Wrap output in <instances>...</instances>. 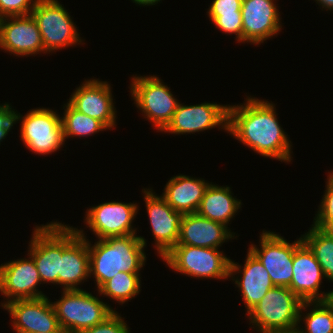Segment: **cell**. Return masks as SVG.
I'll list each match as a JSON object with an SVG mask.
<instances>
[{
	"instance_id": "obj_33",
	"label": "cell",
	"mask_w": 333,
	"mask_h": 333,
	"mask_svg": "<svg viewBox=\"0 0 333 333\" xmlns=\"http://www.w3.org/2000/svg\"><path fill=\"white\" fill-rule=\"evenodd\" d=\"M324 192L314 220H333V181L329 177Z\"/></svg>"
},
{
	"instance_id": "obj_28",
	"label": "cell",
	"mask_w": 333,
	"mask_h": 333,
	"mask_svg": "<svg viewBox=\"0 0 333 333\" xmlns=\"http://www.w3.org/2000/svg\"><path fill=\"white\" fill-rule=\"evenodd\" d=\"M140 279L139 273L118 272L97 291L123 305L140 293Z\"/></svg>"
},
{
	"instance_id": "obj_5",
	"label": "cell",
	"mask_w": 333,
	"mask_h": 333,
	"mask_svg": "<svg viewBox=\"0 0 333 333\" xmlns=\"http://www.w3.org/2000/svg\"><path fill=\"white\" fill-rule=\"evenodd\" d=\"M162 260L177 273L196 278H230V261L216 248L175 245Z\"/></svg>"
},
{
	"instance_id": "obj_30",
	"label": "cell",
	"mask_w": 333,
	"mask_h": 333,
	"mask_svg": "<svg viewBox=\"0 0 333 333\" xmlns=\"http://www.w3.org/2000/svg\"><path fill=\"white\" fill-rule=\"evenodd\" d=\"M223 33L235 34L236 41L242 43V15L208 16Z\"/></svg>"
},
{
	"instance_id": "obj_13",
	"label": "cell",
	"mask_w": 333,
	"mask_h": 333,
	"mask_svg": "<svg viewBox=\"0 0 333 333\" xmlns=\"http://www.w3.org/2000/svg\"><path fill=\"white\" fill-rule=\"evenodd\" d=\"M142 190L157 253L164 257L178 242L183 213L175 211L162 196Z\"/></svg>"
},
{
	"instance_id": "obj_15",
	"label": "cell",
	"mask_w": 333,
	"mask_h": 333,
	"mask_svg": "<svg viewBox=\"0 0 333 333\" xmlns=\"http://www.w3.org/2000/svg\"><path fill=\"white\" fill-rule=\"evenodd\" d=\"M28 256L0 265V292L7 298L2 307L15 300L46 297L37 289L41 278L33 258Z\"/></svg>"
},
{
	"instance_id": "obj_22",
	"label": "cell",
	"mask_w": 333,
	"mask_h": 333,
	"mask_svg": "<svg viewBox=\"0 0 333 333\" xmlns=\"http://www.w3.org/2000/svg\"><path fill=\"white\" fill-rule=\"evenodd\" d=\"M235 233L228 226L212 221L198 213L184 214L176 245H190L203 248H216L233 239Z\"/></svg>"
},
{
	"instance_id": "obj_32",
	"label": "cell",
	"mask_w": 333,
	"mask_h": 333,
	"mask_svg": "<svg viewBox=\"0 0 333 333\" xmlns=\"http://www.w3.org/2000/svg\"><path fill=\"white\" fill-rule=\"evenodd\" d=\"M242 0H213L208 8V16L242 15Z\"/></svg>"
},
{
	"instance_id": "obj_8",
	"label": "cell",
	"mask_w": 333,
	"mask_h": 333,
	"mask_svg": "<svg viewBox=\"0 0 333 333\" xmlns=\"http://www.w3.org/2000/svg\"><path fill=\"white\" fill-rule=\"evenodd\" d=\"M20 120V140L35 154L48 155L64 145L61 117L56 111L36 108L24 116L16 113V123Z\"/></svg>"
},
{
	"instance_id": "obj_23",
	"label": "cell",
	"mask_w": 333,
	"mask_h": 333,
	"mask_svg": "<svg viewBox=\"0 0 333 333\" xmlns=\"http://www.w3.org/2000/svg\"><path fill=\"white\" fill-rule=\"evenodd\" d=\"M209 184L202 178L179 174L171 177L161 196L175 211L183 214L197 213Z\"/></svg>"
},
{
	"instance_id": "obj_9",
	"label": "cell",
	"mask_w": 333,
	"mask_h": 333,
	"mask_svg": "<svg viewBox=\"0 0 333 333\" xmlns=\"http://www.w3.org/2000/svg\"><path fill=\"white\" fill-rule=\"evenodd\" d=\"M83 229L61 223V258L58 285L63 290H80L77 285L90 276L88 239Z\"/></svg>"
},
{
	"instance_id": "obj_29",
	"label": "cell",
	"mask_w": 333,
	"mask_h": 333,
	"mask_svg": "<svg viewBox=\"0 0 333 333\" xmlns=\"http://www.w3.org/2000/svg\"><path fill=\"white\" fill-rule=\"evenodd\" d=\"M38 0H0V17L30 15Z\"/></svg>"
},
{
	"instance_id": "obj_2",
	"label": "cell",
	"mask_w": 333,
	"mask_h": 333,
	"mask_svg": "<svg viewBox=\"0 0 333 333\" xmlns=\"http://www.w3.org/2000/svg\"><path fill=\"white\" fill-rule=\"evenodd\" d=\"M144 237L136 234L99 239L94 245L88 241L90 277L93 275L99 290L118 272L139 273L145 266Z\"/></svg>"
},
{
	"instance_id": "obj_39",
	"label": "cell",
	"mask_w": 333,
	"mask_h": 333,
	"mask_svg": "<svg viewBox=\"0 0 333 333\" xmlns=\"http://www.w3.org/2000/svg\"><path fill=\"white\" fill-rule=\"evenodd\" d=\"M267 333H300V331L298 330V328L293 329V330H282V331H270Z\"/></svg>"
},
{
	"instance_id": "obj_16",
	"label": "cell",
	"mask_w": 333,
	"mask_h": 333,
	"mask_svg": "<svg viewBox=\"0 0 333 333\" xmlns=\"http://www.w3.org/2000/svg\"><path fill=\"white\" fill-rule=\"evenodd\" d=\"M3 308L8 310L16 333L65 331L60 327L53 304L47 296L11 301Z\"/></svg>"
},
{
	"instance_id": "obj_24",
	"label": "cell",
	"mask_w": 333,
	"mask_h": 333,
	"mask_svg": "<svg viewBox=\"0 0 333 333\" xmlns=\"http://www.w3.org/2000/svg\"><path fill=\"white\" fill-rule=\"evenodd\" d=\"M241 204V200L233 197L229 186H218L210 183L204 192L197 213L227 226L241 208Z\"/></svg>"
},
{
	"instance_id": "obj_17",
	"label": "cell",
	"mask_w": 333,
	"mask_h": 333,
	"mask_svg": "<svg viewBox=\"0 0 333 333\" xmlns=\"http://www.w3.org/2000/svg\"><path fill=\"white\" fill-rule=\"evenodd\" d=\"M242 43L257 46L281 31V17L274 0H242Z\"/></svg>"
},
{
	"instance_id": "obj_21",
	"label": "cell",
	"mask_w": 333,
	"mask_h": 333,
	"mask_svg": "<svg viewBox=\"0 0 333 333\" xmlns=\"http://www.w3.org/2000/svg\"><path fill=\"white\" fill-rule=\"evenodd\" d=\"M246 256L243 268L238 263L230 261L229 275L241 291L248 314L275 286L263 264L249 250ZM239 273L242 275L235 279V275H239Z\"/></svg>"
},
{
	"instance_id": "obj_18",
	"label": "cell",
	"mask_w": 333,
	"mask_h": 333,
	"mask_svg": "<svg viewBox=\"0 0 333 333\" xmlns=\"http://www.w3.org/2000/svg\"><path fill=\"white\" fill-rule=\"evenodd\" d=\"M0 48L18 57L47 53L38 25L31 14L1 18Z\"/></svg>"
},
{
	"instance_id": "obj_34",
	"label": "cell",
	"mask_w": 333,
	"mask_h": 333,
	"mask_svg": "<svg viewBox=\"0 0 333 333\" xmlns=\"http://www.w3.org/2000/svg\"><path fill=\"white\" fill-rule=\"evenodd\" d=\"M16 112L9 103L0 105V144L16 124Z\"/></svg>"
},
{
	"instance_id": "obj_10",
	"label": "cell",
	"mask_w": 333,
	"mask_h": 333,
	"mask_svg": "<svg viewBox=\"0 0 333 333\" xmlns=\"http://www.w3.org/2000/svg\"><path fill=\"white\" fill-rule=\"evenodd\" d=\"M259 242L260 248L251 244L248 250L263 264L274 286L289 288L294 251L303 242L302 238L289 243L281 235L263 230Z\"/></svg>"
},
{
	"instance_id": "obj_4",
	"label": "cell",
	"mask_w": 333,
	"mask_h": 333,
	"mask_svg": "<svg viewBox=\"0 0 333 333\" xmlns=\"http://www.w3.org/2000/svg\"><path fill=\"white\" fill-rule=\"evenodd\" d=\"M302 300L288 287L275 286L247 316L256 331L293 330L299 326V310Z\"/></svg>"
},
{
	"instance_id": "obj_38",
	"label": "cell",
	"mask_w": 333,
	"mask_h": 333,
	"mask_svg": "<svg viewBox=\"0 0 333 333\" xmlns=\"http://www.w3.org/2000/svg\"><path fill=\"white\" fill-rule=\"evenodd\" d=\"M333 309V290L328 292L327 298L325 300Z\"/></svg>"
},
{
	"instance_id": "obj_3",
	"label": "cell",
	"mask_w": 333,
	"mask_h": 333,
	"mask_svg": "<svg viewBox=\"0 0 333 333\" xmlns=\"http://www.w3.org/2000/svg\"><path fill=\"white\" fill-rule=\"evenodd\" d=\"M62 291L60 300L52 304L60 327L68 333H81L104 322L116 311L83 289Z\"/></svg>"
},
{
	"instance_id": "obj_19",
	"label": "cell",
	"mask_w": 333,
	"mask_h": 333,
	"mask_svg": "<svg viewBox=\"0 0 333 333\" xmlns=\"http://www.w3.org/2000/svg\"><path fill=\"white\" fill-rule=\"evenodd\" d=\"M107 81L89 79L80 84L68 99L79 112L101 121L109 130L116 126V108Z\"/></svg>"
},
{
	"instance_id": "obj_11",
	"label": "cell",
	"mask_w": 333,
	"mask_h": 333,
	"mask_svg": "<svg viewBox=\"0 0 333 333\" xmlns=\"http://www.w3.org/2000/svg\"><path fill=\"white\" fill-rule=\"evenodd\" d=\"M138 208L134 202H105L87 209L84 221L98 239L137 234L132 222Z\"/></svg>"
},
{
	"instance_id": "obj_12",
	"label": "cell",
	"mask_w": 333,
	"mask_h": 333,
	"mask_svg": "<svg viewBox=\"0 0 333 333\" xmlns=\"http://www.w3.org/2000/svg\"><path fill=\"white\" fill-rule=\"evenodd\" d=\"M30 255L39 272L41 282L58 285L61 258V223L51 222L34 228L29 242Z\"/></svg>"
},
{
	"instance_id": "obj_25",
	"label": "cell",
	"mask_w": 333,
	"mask_h": 333,
	"mask_svg": "<svg viewBox=\"0 0 333 333\" xmlns=\"http://www.w3.org/2000/svg\"><path fill=\"white\" fill-rule=\"evenodd\" d=\"M311 306L313 308H311ZM311 310L302 316V311L308 308ZM304 320H303V319ZM304 321V328L298 326L300 333H333V309L326 301H306L302 302L299 310V323Z\"/></svg>"
},
{
	"instance_id": "obj_14",
	"label": "cell",
	"mask_w": 333,
	"mask_h": 333,
	"mask_svg": "<svg viewBox=\"0 0 333 333\" xmlns=\"http://www.w3.org/2000/svg\"><path fill=\"white\" fill-rule=\"evenodd\" d=\"M228 106L208 102L189 106L179 103L172 120L162 132L194 134L216 126L228 131Z\"/></svg>"
},
{
	"instance_id": "obj_37",
	"label": "cell",
	"mask_w": 333,
	"mask_h": 333,
	"mask_svg": "<svg viewBox=\"0 0 333 333\" xmlns=\"http://www.w3.org/2000/svg\"><path fill=\"white\" fill-rule=\"evenodd\" d=\"M131 1H133V3H135V4H138V5H140V6H152V5H155V4H157L158 2H160L161 0H131Z\"/></svg>"
},
{
	"instance_id": "obj_20",
	"label": "cell",
	"mask_w": 333,
	"mask_h": 333,
	"mask_svg": "<svg viewBox=\"0 0 333 333\" xmlns=\"http://www.w3.org/2000/svg\"><path fill=\"white\" fill-rule=\"evenodd\" d=\"M292 281L289 289L303 302L325 301L328 292H320L323 270L310 248L302 242L294 251Z\"/></svg>"
},
{
	"instance_id": "obj_40",
	"label": "cell",
	"mask_w": 333,
	"mask_h": 333,
	"mask_svg": "<svg viewBox=\"0 0 333 333\" xmlns=\"http://www.w3.org/2000/svg\"><path fill=\"white\" fill-rule=\"evenodd\" d=\"M34 333H68L67 331H50V332H34Z\"/></svg>"
},
{
	"instance_id": "obj_27",
	"label": "cell",
	"mask_w": 333,
	"mask_h": 333,
	"mask_svg": "<svg viewBox=\"0 0 333 333\" xmlns=\"http://www.w3.org/2000/svg\"><path fill=\"white\" fill-rule=\"evenodd\" d=\"M66 107V108H65ZM61 117L64 140L69 137H88L108 129L101 121L76 110L69 102L63 107Z\"/></svg>"
},
{
	"instance_id": "obj_35",
	"label": "cell",
	"mask_w": 333,
	"mask_h": 333,
	"mask_svg": "<svg viewBox=\"0 0 333 333\" xmlns=\"http://www.w3.org/2000/svg\"><path fill=\"white\" fill-rule=\"evenodd\" d=\"M313 225L322 229L333 238V220H314Z\"/></svg>"
},
{
	"instance_id": "obj_26",
	"label": "cell",
	"mask_w": 333,
	"mask_h": 333,
	"mask_svg": "<svg viewBox=\"0 0 333 333\" xmlns=\"http://www.w3.org/2000/svg\"><path fill=\"white\" fill-rule=\"evenodd\" d=\"M301 238L316 257L325 279L333 282V238L313 224Z\"/></svg>"
},
{
	"instance_id": "obj_31",
	"label": "cell",
	"mask_w": 333,
	"mask_h": 333,
	"mask_svg": "<svg viewBox=\"0 0 333 333\" xmlns=\"http://www.w3.org/2000/svg\"><path fill=\"white\" fill-rule=\"evenodd\" d=\"M115 311L104 322L96 324L81 333H130L128 325L125 323L124 318Z\"/></svg>"
},
{
	"instance_id": "obj_41",
	"label": "cell",
	"mask_w": 333,
	"mask_h": 333,
	"mask_svg": "<svg viewBox=\"0 0 333 333\" xmlns=\"http://www.w3.org/2000/svg\"><path fill=\"white\" fill-rule=\"evenodd\" d=\"M327 175L333 181V171L329 172V174H327Z\"/></svg>"
},
{
	"instance_id": "obj_1",
	"label": "cell",
	"mask_w": 333,
	"mask_h": 333,
	"mask_svg": "<svg viewBox=\"0 0 333 333\" xmlns=\"http://www.w3.org/2000/svg\"><path fill=\"white\" fill-rule=\"evenodd\" d=\"M244 101L228 106L227 133L255 153L289 164L292 145L278 122L275 105L251 96Z\"/></svg>"
},
{
	"instance_id": "obj_7",
	"label": "cell",
	"mask_w": 333,
	"mask_h": 333,
	"mask_svg": "<svg viewBox=\"0 0 333 333\" xmlns=\"http://www.w3.org/2000/svg\"><path fill=\"white\" fill-rule=\"evenodd\" d=\"M31 15L38 25L47 53L72 45H82L83 39L76 24L58 0H38Z\"/></svg>"
},
{
	"instance_id": "obj_36",
	"label": "cell",
	"mask_w": 333,
	"mask_h": 333,
	"mask_svg": "<svg viewBox=\"0 0 333 333\" xmlns=\"http://www.w3.org/2000/svg\"><path fill=\"white\" fill-rule=\"evenodd\" d=\"M317 1V2H316ZM315 2L320 6H322V10L323 8L327 11L330 10L332 11L333 10V0H315Z\"/></svg>"
},
{
	"instance_id": "obj_6",
	"label": "cell",
	"mask_w": 333,
	"mask_h": 333,
	"mask_svg": "<svg viewBox=\"0 0 333 333\" xmlns=\"http://www.w3.org/2000/svg\"><path fill=\"white\" fill-rule=\"evenodd\" d=\"M131 80L130 93L136 107L162 132L172 120L179 100L158 76H133Z\"/></svg>"
}]
</instances>
